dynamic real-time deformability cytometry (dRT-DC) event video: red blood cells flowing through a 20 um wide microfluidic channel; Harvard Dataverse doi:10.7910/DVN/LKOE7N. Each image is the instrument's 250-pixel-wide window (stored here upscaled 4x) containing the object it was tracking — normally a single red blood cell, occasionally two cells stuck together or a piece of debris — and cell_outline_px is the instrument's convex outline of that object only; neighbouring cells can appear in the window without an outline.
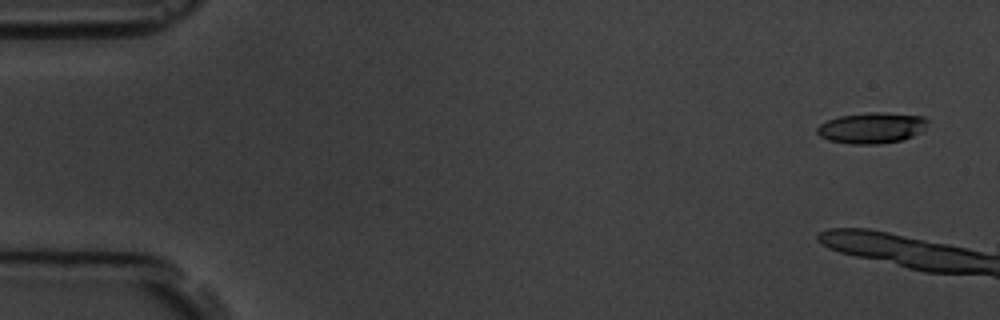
{"species": "common noctule bat (a hibernating species)", "species_latin": "Nyctalus noctula", "temperature_condition": "room temperature", "stored_images_in_passage": 14, "camera_frame_rate_fps": 3000, "um_per_image_px": 0.085, "animal": {"sex": "male", "body_mass_g": 19.5, "forearm_length_mm": 54.6}, "frame": {"image": 1, "passage_image": 3, "time_ms": 0.667, "image_size_px": [1000, 320], "cell_outline_px": [[928, 120], [924, 128], [920, 132], [912, 136], [900, 140], [880, 144], [852, 144], [828, 140], [820, 136], [816, 132], [816, 128], [820, 124], [828, 120], [840, 116], [868, 112], [880, 112], [924, 116]], "centroid_in_image_um": [74.08, 10.87], "position_along_channel_um": 10.9, "area_um2": 19.83}}